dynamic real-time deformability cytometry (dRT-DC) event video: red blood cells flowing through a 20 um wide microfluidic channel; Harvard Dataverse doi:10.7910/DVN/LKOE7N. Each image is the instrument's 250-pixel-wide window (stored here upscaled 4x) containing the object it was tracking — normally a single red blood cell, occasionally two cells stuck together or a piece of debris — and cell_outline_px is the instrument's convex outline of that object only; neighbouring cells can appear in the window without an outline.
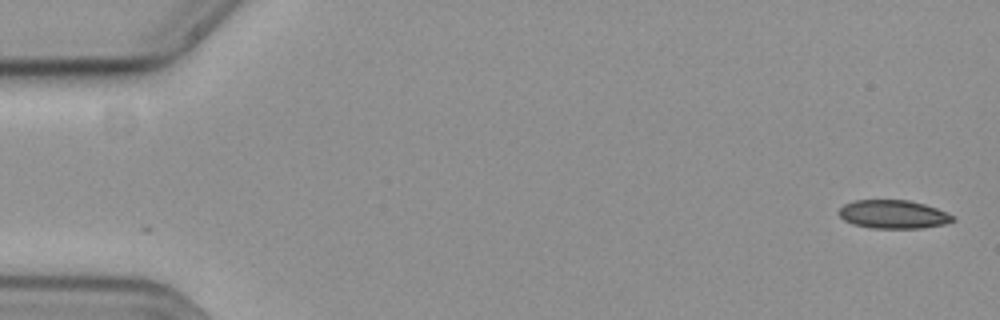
{"species": "common noctule bat (a hibernating species)", "species_latin": "Nyctalus noctula", "temperature_condition": "cold", "stored_images_in_passage": 56, "camera_frame_rate_fps": 3000, "um_per_image_px": 0.085, "animal": {"sex": "female", "body_mass_g": 19.3, "forearm_length_mm": 54.1}, "frame": {"image": 1, "passage_image": 1, "time_ms": 0.0, "image_size_px": [1000, 320], "cell_outline_px": [[956, 220], [944, 224], [920, 228], [868, 228], [852, 224], [844, 220], [836, 212], [844, 204], [856, 200], [908, 200], [924, 204], [936, 208], [952, 216]], "centroid_in_image_um": [75.87, 18.22], "position_along_channel_um": 9.1, "area_um2": 18.84}}
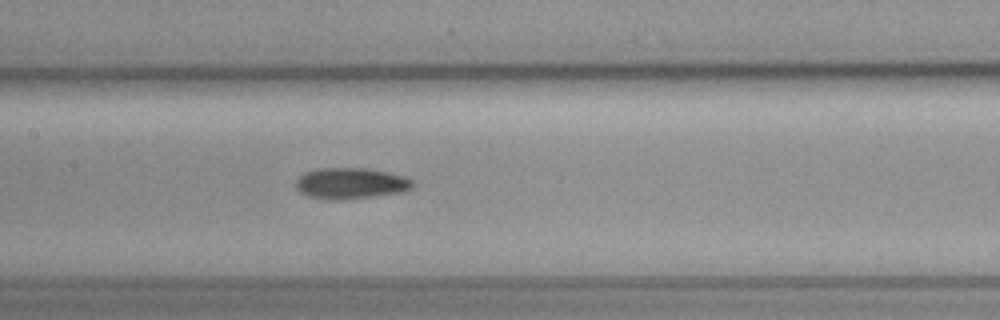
{"frame": {"image": 2, "passage_image": 27, "time_ms": 8.667, "image_size_px": [1000, 320], "cell_outline_px": [[412, 188], [404, 192], [340, 200], [332, 200], [308, 196], [300, 192], [296, 188], [296, 180], [304, 172], [316, 168], [364, 168], [388, 172], [404, 176], [412, 180]], "centroid_in_image_um": [29.79, 15.58], "position_along_channel_um": 177.6, "area_um2": 21.15}}
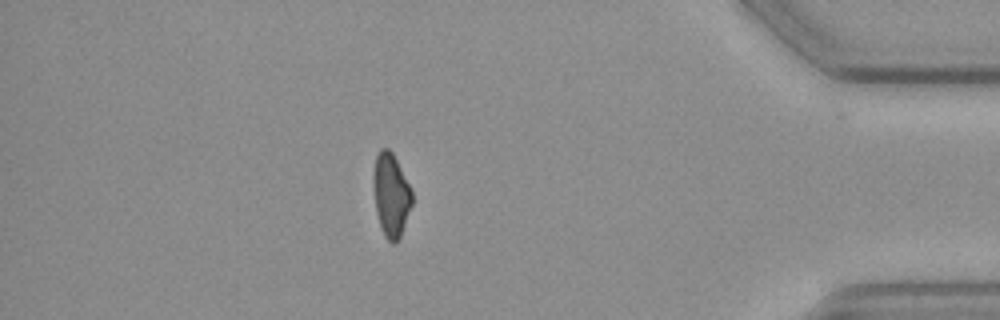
{"frame": {"image": 3, "passage_image": 49, "time_ms": 16.0, "image_size_px": [1000, 320], "cell_outline_px": [[412, 204], [400, 240], [396, 244], [392, 244], [384, 236], [380, 228], [376, 212], [372, 180], [372, 176], [376, 156], [380, 148], [388, 148], [392, 152], [412, 192]], "centroid_in_image_um": [33.22, 16.63], "position_along_channel_um": 402.0, "area_um2": 18.96}, "authors_computed_cell_mechanics": {"area_um2": 20.2589, "velocity_mm_per_s": 3.6628, "shape_relaxation_time_tau1_ms": 8.1872, "shape_relaxation_time_tau2_ms": null, "deformation_change_tau1": 0.1377, "deformation_change_tau2": null}}